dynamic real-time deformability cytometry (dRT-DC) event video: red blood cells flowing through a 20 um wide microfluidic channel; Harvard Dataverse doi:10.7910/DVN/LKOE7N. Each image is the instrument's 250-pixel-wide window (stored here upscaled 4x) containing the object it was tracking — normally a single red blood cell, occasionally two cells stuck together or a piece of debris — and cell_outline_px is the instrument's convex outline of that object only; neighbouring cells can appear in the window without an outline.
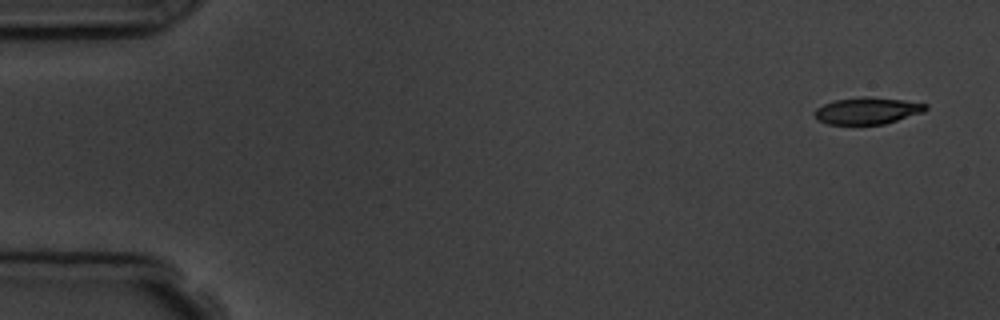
{"species": "common noctule bat (a hibernating species)", "species_latin": "Nyctalus noctula", "temperature_condition": "room temperature", "stored_images_in_passage": 4, "camera_frame_rate_fps": 3000, "um_per_image_px": 0.085, "animal": {"sex": "male", "body_mass_g": 19.5, "forearm_length_mm": 54.6}, "frame": {"image": 1, "passage_image": 1, "time_ms": 0.0, "image_size_px": [1000, 320], "cell_outline_px": [[928, 108], [924, 112], [884, 124], [828, 124], [820, 120], [812, 112], [816, 108], [824, 104], [836, 100], [864, 96], [868, 96], [904, 100], [928, 104]], "centroid_in_image_um": [73.75, 9.4], "position_along_channel_um": 11.2, "area_um2": 17.28}}
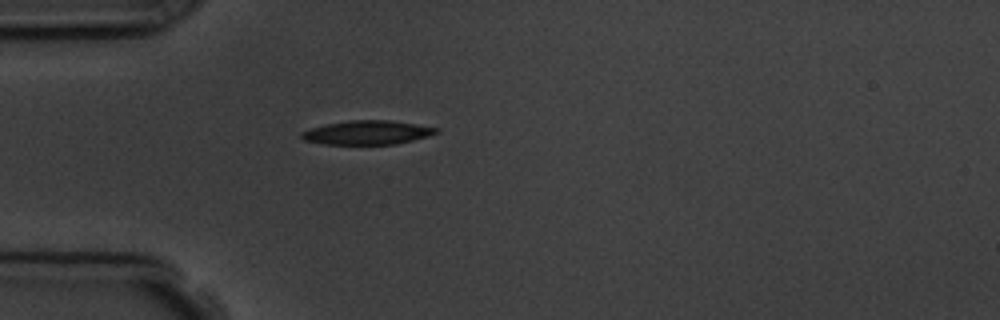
{"frame": {"image": 2, "passage_image": 4, "time_ms": 4.333, "image_size_px": [1000, 320], "cell_outline_px": [[440, 132], [428, 136], [396, 144], [324, 144], [304, 140], [300, 136], [300, 132], [324, 124], [352, 120], [388, 120], [440, 128]], "centroid_in_image_um": [31.22, 11.26], "position_along_channel_um": 53.8, "area_um2": 18.73}}